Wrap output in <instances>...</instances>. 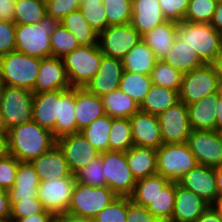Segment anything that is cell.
<instances>
[{"mask_svg":"<svg viewBox=\"0 0 222 222\" xmlns=\"http://www.w3.org/2000/svg\"><path fill=\"white\" fill-rule=\"evenodd\" d=\"M54 144L56 140L52 133L33 120L8 130L9 154L21 162H31Z\"/></svg>","mask_w":222,"mask_h":222,"instance_id":"1","label":"cell"},{"mask_svg":"<svg viewBox=\"0 0 222 222\" xmlns=\"http://www.w3.org/2000/svg\"><path fill=\"white\" fill-rule=\"evenodd\" d=\"M176 40L191 47L204 64H213L222 48V33L210 23L180 22Z\"/></svg>","mask_w":222,"mask_h":222,"instance_id":"2","label":"cell"},{"mask_svg":"<svg viewBox=\"0 0 222 222\" xmlns=\"http://www.w3.org/2000/svg\"><path fill=\"white\" fill-rule=\"evenodd\" d=\"M59 23L46 15L37 24L16 25L15 50L39 59L51 57V34Z\"/></svg>","mask_w":222,"mask_h":222,"instance_id":"3","label":"cell"},{"mask_svg":"<svg viewBox=\"0 0 222 222\" xmlns=\"http://www.w3.org/2000/svg\"><path fill=\"white\" fill-rule=\"evenodd\" d=\"M41 59L19 51L0 56V78L4 85L33 90Z\"/></svg>","mask_w":222,"mask_h":222,"instance_id":"4","label":"cell"},{"mask_svg":"<svg viewBox=\"0 0 222 222\" xmlns=\"http://www.w3.org/2000/svg\"><path fill=\"white\" fill-rule=\"evenodd\" d=\"M103 54L98 44L77 47L63 57L71 87L85 88L98 72Z\"/></svg>","mask_w":222,"mask_h":222,"instance_id":"5","label":"cell"},{"mask_svg":"<svg viewBox=\"0 0 222 222\" xmlns=\"http://www.w3.org/2000/svg\"><path fill=\"white\" fill-rule=\"evenodd\" d=\"M157 174L178 182L198 163L187 143L162 144L157 150Z\"/></svg>","mask_w":222,"mask_h":222,"instance_id":"6","label":"cell"},{"mask_svg":"<svg viewBox=\"0 0 222 222\" xmlns=\"http://www.w3.org/2000/svg\"><path fill=\"white\" fill-rule=\"evenodd\" d=\"M101 159L107 187L118 197H130L137 180L129 169L125 152L106 151L101 153Z\"/></svg>","mask_w":222,"mask_h":222,"instance_id":"7","label":"cell"},{"mask_svg":"<svg viewBox=\"0 0 222 222\" xmlns=\"http://www.w3.org/2000/svg\"><path fill=\"white\" fill-rule=\"evenodd\" d=\"M117 197L107 186L93 187L76 182L67 212L94 218Z\"/></svg>","mask_w":222,"mask_h":222,"instance_id":"8","label":"cell"},{"mask_svg":"<svg viewBox=\"0 0 222 222\" xmlns=\"http://www.w3.org/2000/svg\"><path fill=\"white\" fill-rule=\"evenodd\" d=\"M33 91L4 85L0 109L7 131L25 122L32 121Z\"/></svg>","mask_w":222,"mask_h":222,"instance_id":"9","label":"cell"},{"mask_svg":"<svg viewBox=\"0 0 222 222\" xmlns=\"http://www.w3.org/2000/svg\"><path fill=\"white\" fill-rule=\"evenodd\" d=\"M218 80L219 77L212 64H205L184 73L179 90V100L188 106L210 94H216Z\"/></svg>","mask_w":222,"mask_h":222,"instance_id":"10","label":"cell"},{"mask_svg":"<svg viewBox=\"0 0 222 222\" xmlns=\"http://www.w3.org/2000/svg\"><path fill=\"white\" fill-rule=\"evenodd\" d=\"M76 183L75 175L68 177L41 180L38 185L37 198L45 211L55 217L67 212Z\"/></svg>","mask_w":222,"mask_h":222,"instance_id":"11","label":"cell"},{"mask_svg":"<svg viewBox=\"0 0 222 222\" xmlns=\"http://www.w3.org/2000/svg\"><path fill=\"white\" fill-rule=\"evenodd\" d=\"M102 36L100 51L107 57L123 60L125 55L142 40V36L129 23L125 25H110L98 34Z\"/></svg>","mask_w":222,"mask_h":222,"instance_id":"12","label":"cell"},{"mask_svg":"<svg viewBox=\"0 0 222 222\" xmlns=\"http://www.w3.org/2000/svg\"><path fill=\"white\" fill-rule=\"evenodd\" d=\"M198 164L222 166V138L215 130H191L187 142Z\"/></svg>","mask_w":222,"mask_h":222,"instance_id":"13","label":"cell"},{"mask_svg":"<svg viewBox=\"0 0 222 222\" xmlns=\"http://www.w3.org/2000/svg\"><path fill=\"white\" fill-rule=\"evenodd\" d=\"M163 144L186 143L190 135L188 106L182 101L158 115Z\"/></svg>","mask_w":222,"mask_h":222,"instance_id":"14","label":"cell"},{"mask_svg":"<svg viewBox=\"0 0 222 222\" xmlns=\"http://www.w3.org/2000/svg\"><path fill=\"white\" fill-rule=\"evenodd\" d=\"M56 144L62 150L72 174L100 155L80 132L63 136L56 140Z\"/></svg>","mask_w":222,"mask_h":222,"instance_id":"15","label":"cell"},{"mask_svg":"<svg viewBox=\"0 0 222 222\" xmlns=\"http://www.w3.org/2000/svg\"><path fill=\"white\" fill-rule=\"evenodd\" d=\"M70 88L71 84L61 59L57 57L41 59L35 87L32 90L33 93L52 92Z\"/></svg>","mask_w":222,"mask_h":222,"instance_id":"16","label":"cell"},{"mask_svg":"<svg viewBox=\"0 0 222 222\" xmlns=\"http://www.w3.org/2000/svg\"><path fill=\"white\" fill-rule=\"evenodd\" d=\"M129 120L134 146L157 150L163 144L158 116L139 110Z\"/></svg>","mask_w":222,"mask_h":222,"instance_id":"17","label":"cell"},{"mask_svg":"<svg viewBox=\"0 0 222 222\" xmlns=\"http://www.w3.org/2000/svg\"><path fill=\"white\" fill-rule=\"evenodd\" d=\"M123 72L122 60L103 55L98 72L85 88L101 98L119 88Z\"/></svg>","mask_w":222,"mask_h":222,"instance_id":"18","label":"cell"},{"mask_svg":"<svg viewBox=\"0 0 222 222\" xmlns=\"http://www.w3.org/2000/svg\"><path fill=\"white\" fill-rule=\"evenodd\" d=\"M180 186L191 190L210 206L218 196L215 168L198 164L186 173L178 182Z\"/></svg>","mask_w":222,"mask_h":222,"instance_id":"19","label":"cell"},{"mask_svg":"<svg viewBox=\"0 0 222 222\" xmlns=\"http://www.w3.org/2000/svg\"><path fill=\"white\" fill-rule=\"evenodd\" d=\"M210 205L197 194L175 182L172 222H195Z\"/></svg>","mask_w":222,"mask_h":222,"instance_id":"20","label":"cell"},{"mask_svg":"<svg viewBox=\"0 0 222 222\" xmlns=\"http://www.w3.org/2000/svg\"><path fill=\"white\" fill-rule=\"evenodd\" d=\"M166 21L158 0H132L130 24L141 36Z\"/></svg>","mask_w":222,"mask_h":222,"instance_id":"21","label":"cell"},{"mask_svg":"<svg viewBox=\"0 0 222 222\" xmlns=\"http://www.w3.org/2000/svg\"><path fill=\"white\" fill-rule=\"evenodd\" d=\"M31 164L41 180H53L72 175L64 154L57 144L33 159Z\"/></svg>","mask_w":222,"mask_h":222,"instance_id":"22","label":"cell"},{"mask_svg":"<svg viewBox=\"0 0 222 222\" xmlns=\"http://www.w3.org/2000/svg\"><path fill=\"white\" fill-rule=\"evenodd\" d=\"M60 110V90L34 94L32 120L52 132Z\"/></svg>","mask_w":222,"mask_h":222,"instance_id":"23","label":"cell"},{"mask_svg":"<svg viewBox=\"0 0 222 222\" xmlns=\"http://www.w3.org/2000/svg\"><path fill=\"white\" fill-rule=\"evenodd\" d=\"M106 115L102 99L86 88H75V119L77 133L94 120Z\"/></svg>","mask_w":222,"mask_h":222,"instance_id":"24","label":"cell"},{"mask_svg":"<svg viewBox=\"0 0 222 222\" xmlns=\"http://www.w3.org/2000/svg\"><path fill=\"white\" fill-rule=\"evenodd\" d=\"M39 178L31 162H19L13 187L7 190L10 205L22 199L37 198Z\"/></svg>","mask_w":222,"mask_h":222,"instance_id":"25","label":"cell"},{"mask_svg":"<svg viewBox=\"0 0 222 222\" xmlns=\"http://www.w3.org/2000/svg\"><path fill=\"white\" fill-rule=\"evenodd\" d=\"M177 25V22L167 20L142 36V40L153 51L157 60L166 58L173 48Z\"/></svg>","mask_w":222,"mask_h":222,"instance_id":"26","label":"cell"},{"mask_svg":"<svg viewBox=\"0 0 222 222\" xmlns=\"http://www.w3.org/2000/svg\"><path fill=\"white\" fill-rule=\"evenodd\" d=\"M125 154L129 169L136 180L157 174V151L155 149L133 146Z\"/></svg>","mask_w":222,"mask_h":222,"instance_id":"27","label":"cell"},{"mask_svg":"<svg viewBox=\"0 0 222 222\" xmlns=\"http://www.w3.org/2000/svg\"><path fill=\"white\" fill-rule=\"evenodd\" d=\"M57 140L63 136L77 133L75 119V88L60 89V110L55 129L51 132Z\"/></svg>","mask_w":222,"mask_h":222,"instance_id":"28","label":"cell"},{"mask_svg":"<svg viewBox=\"0 0 222 222\" xmlns=\"http://www.w3.org/2000/svg\"><path fill=\"white\" fill-rule=\"evenodd\" d=\"M218 96L210 94L188 105L191 130H215Z\"/></svg>","mask_w":222,"mask_h":222,"instance_id":"29","label":"cell"},{"mask_svg":"<svg viewBox=\"0 0 222 222\" xmlns=\"http://www.w3.org/2000/svg\"><path fill=\"white\" fill-rule=\"evenodd\" d=\"M179 101V91L152 84L139 110L158 116Z\"/></svg>","mask_w":222,"mask_h":222,"instance_id":"30","label":"cell"},{"mask_svg":"<svg viewBox=\"0 0 222 222\" xmlns=\"http://www.w3.org/2000/svg\"><path fill=\"white\" fill-rule=\"evenodd\" d=\"M157 59L153 51L141 40L122 60L124 71L151 75Z\"/></svg>","mask_w":222,"mask_h":222,"instance_id":"31","label":"cell"},{"mask_svg":"<svg viewBox=\"0 0 222 222\" xmlns=\"http://www.w3.org/2000/svg\"><path fill=\"white\" fill-rule=\"evenodd\" d=\"M163 61L183 74L205 65L191 47L178 40Z\"/></svg>","mask_w":222,"mask_h":222,"instance_id":"32","label":"cell"},{"mask_svg":"<svg viewBox=\"0 0 222 222\" xmlns=\"http://www.w3.org/2000/svg\"><path fill=\"white\" fill-rule=\"evenodd\" d=\"M105 113L111 118H130L139 111L137 103L119 88L101 97Z\"/></svg>","mask_w":222,"mask_h":222,"instance_id":"33","label":"cell"},{"mask_svg":"<svg viewBox=\"0 0 222 222\" xmlns=\"http://www.w3.org/2000/svg\"><path fill=\"white\" fill-rule=\"evenodd\" d=\"M169 182V179L159 174L139 179L135 184L130 199L138 205L147 207Z\"/></svg>","mask_w":222,"mask_h":222,"instance_id":"34","label":"cell"},{"mask_svg":"<svg viewBox=\"0 0 222 222\" xmlns=\"http://www.w3.org/2000/svg\"><path fill=\"white\" fill-rule=\"evenodd\" d=\"M60 23L75 36L80 46L98 44L95 41L98 34L89 25L80 10L66 15Z\"/></svg>","mask_w":222,"mask_h":222,"instance_id":"35","label":"cell"},{"mask_svg":"<svg viewBox=\"0 0 222 222\" xmlns=\"http://www.w3.org/2000/svg\"><path fill=\"white\" fill-rule=\"evenodd\" d=\"M110 130L111 117L106 114L97 118L79 132L95 147L98 152L103 153L109 151Z\"/></svg>","mask_w":222,"mask_h":222,"instance_id":"36","label":"cell"},{"mask_svg":"<svg viewBox=\"0 0 222 222\" xmlns=\"http://www.w3.org/2000/svg\"><path fill=\"white\" fill-rule=\"evenodd\" d=\"M152 85L150 75H142L124 71L119 83V89L131 97L140 106Z\"/></svg>","mask_w":222,"mask_h":222,"instance_id":"37","label":"cell"},{"mask_svg":"<svg viewBox=\"0 0 222 222\" xmlns=\"http://www.w3.org/2000/svg\"><path fill=\"white\" fill-rule=\"evenodd\" d=\"M46 15V5L40 0H14L13 22L16 25L37 24Z\"/></svg>","mask_w":222,"mask_h":222,"instance_id":"38","label":"cell"},{"mask_svg":"<svg viewBox=\"0 0 222 222\" xmlns=\"http://www.w3.org/2000/svg\"><path fill=\"white\" fill-rule=\"evenodd\" d=\"M175 182H169L146 207L160 221H170L174 211Z\"/></svg>","mask_w":222,"mask_h":222,"instance_id":"39","label":"cell"},{"mask_svg":"<svg viewBox=\"0 0 222 222\" xmlns=\"http://www.w3.org/2000/svg\"><path fill=\"white\" fill-rule=\"evenodd\" d=\"M133 146L130 120L128 118H111L109 151L126 152Z\"/></svg>","mask_w":222,"mask_h":222,"instance_id":"40","label":"cell"},{"mask_svg":"<svg viewBox=\"0 0 222 222\" xmlns=\"http://www.w3.org/2000/svg\"><path fill=\"white\" fill-rule=\"evenodd\" d=\"M152 84L179 91L182 84L183 73L172 68L163 60H157L151 72Z\"/></svg>","mask_w":222,"mask_h":222,"instance_id":"41","label":"cell"},{"mask_svg":"<svg viewBox=\"0 0 222 222\" xmlns=\"http://www.w3.org/2000/svg\"><path fill=\"white\" fill-rule=\"evenodd\" d=\"M79 46L75 36L59 23L51 34V57L63 58Z\"/></svg>","mask_w":222,"mask_h":222,"instance_id":"42","label":"cell"},{"mask_svg":"<svg viewBox=\"0 0 222 222\" xmlns=\"http://www.w3.org/2000/svg\"><path fill=\"white\" fill-rule=\"evenodd\" d=\"M103 5L107 16V27L131 22L132 0H104Z\"/></svg>","mask_w":222,"mask_h":222,"instance_id":"43","label":"cell"},{"mask_svg":"<svg viewBox=\"0 0 222 222\" xmlns=\"http://www.w3.org/2000/svg\"><path fill=\"white\" fill-rule=\"evenodd\" d=\"M218 0H189L188 9L183 21L193 23H210L217 7Z\"/></svg>","mask_w":222,"mask_h":222,"instance_id":"44","label":"cell"},{"mask_svg":"<svg viewBox=\"0 0 222 222\" xmlns=\"http://www.w3.org/2000/svg\"><path fill=\"white\" fill-rule=\"evenodd\" d=\"M76 182L93 187L107 186L103 176V163L100 155L90 161L87 166L83 167L75 174Z\"/></svg>","mask_w":222,"mask_h":222,"instance_id":"45","label":"cell"},{"mask_svg":"<svg viewBox=\"0 0 222 222\" xmlns=\"http://www.w3.org/2000/svg\"><path fill=\"white\" fill-rule=\"evenodd\" d=\"M79 10L97 34L107 28V16L102 2L80 3Z\"/></svg>","mask_w":222,"mask_h":222,"instance_id":"46","label":"cell"},{"mask_svg":"<svg viewBox=\"0 0 222 222\" xmlns=\"http://www.w3.org/2000/svg\"><path fill=\"white\" fill-rule=\"evenodd\" d=\"M127 197L115 198L107 207L95 217V222H126Z\"/></svg>","mask_w":222,"mask_h":222,"instance_id":"47","label":"cell"},{"mask_svg":"<svg viewBox=\"0 0 222 222\" xmlns=\"http://www.w3.org/2000/svg\"><path fill=\"white\" fill-rule=\"evenodd\" d=\"M44 208L38 198L22 199L11 205V214L9 222L28 217L37 213H42Z\"/></svg>","mask_w":222,"mask_h":222,"instance_id":"48","label":"cell"},{"mask_svg":"<svg viewBox=\"0 0 222 222\" xmlns=\"http://www.w3.org/2000/svg\"><path fill=\"white\" fill-rule=\"evenodd\" d=\"M19 162L11 154L0 158V189L7 191L13 187Z\"/></svg>","mask_w":222,"mask_h":222,"instance_id":"49","label":"cell"},{"mask_svg":"<svg viewBox=\"0 0 222 222\" xmlns=\"http://www.w3.org/2000/svg\"><path fill=\"white\" fill-rule=\"evenodd\" d=\"M164 17L169 21L183 22L189 0H158Z\"/></svg>","mask_w":222,"mask_h":222,"instance_id":"50","label":"cell"},{"mask_svg":"<svg viewBox=\"0 0 222 222\" xmlns=\"http://www.w3.org/2000/svg\"><path fill=\"white\" fill-rule=\"evenodd\" d=\"M80 0H54L46 5L47 15L61 22L66 15L79 10Z\"/></svg>","mask_w":222,"mask_h":222,"instance_id":"51","label":"cell"},{"mask_svg":"<svg viewBox=\"0 0 222 222\" xmlns=\"http://www.w3.org/2000/svg\"><path fill=\"white\" fill-rule=\"evenodd\" d=\"M16 24L13 21H0V56L15 50Z\"/></svg>","mask_w":222,"mask_h":222,"instance_id":"52","label":"cell"},{"mask_svg":"<svg viewBox=\"0 0 222 222\" xmlns=\"http://www.w3.org/2000/svg\"><path fill=\"white\" fill-rule=\"evenodd\" d=\"M126 222H161L153 216L146 207L134 203L127 197V218Z\"/></svg>","mask_w":222,"mask_h":222,"instance_id":"53","label":"cell"},{"mask_svg":"<svg viewBox=\"0 0 222 222\" xmlns=\"http://www.w3.org/2000/svg\"><path fill=\"white\" fill-rule=\"evenodd\" d=\"M11 205L6 190L0 189V222H9Z\"/></svg>","mask_w":222,"mask_h":222,"instance_id":"54","label":"cell"},{"mask_svg":"<svg viewBox=\"0 0 222 222\" xmlns=\"http://www.w3.org/2000/svg\"><path fill=\"white\" fill-rule=\"evenodd\" d=\"M14 20V0H0V21Z\"/></svg>","mask_w":222,"mask_h":222,"instance_id":"55","label":"cell"},{"mask_svg":"<svg viewBox=\"0 0 222 222\" xmlns=\"http://www.w3.org/2000/svg\"><path fill=\"white\" fill-rule=\"evenodd\" d=\"M55 216L47 211L18 219L16 222H55Z\"/></svg>","mask_w":222,"mask_h":222,"instance_id":"56","label":"cell"},{"mask_svg":"<svg viewBox=\"0 0 222 222\" xmlns=\"http://www.w3.org/2000/svg\"><path fill=\"white\" fill-rule=\"evenodd\" d=\"M56 222H95L92 217L78 216L69 212L63 213L55 218Z\"/></svg>","mask_w":222,"mask_h":222,"instance_id":"57","label":"cell"},{"mask_svg":"<svg viewBox=\"0 0 222 222\" xmlns=\"http://www.w3.org/2000/svg\"><path fill=\"white\" fill-rule=\"evenodd\" d=\"M195 222H222V218L209 206Z\"/></svg>","mask_w":222,"mask_h":222,"instance_id":"58","label":"cell"},{"mask_svg":"<svg viewBox=\"0 0 222 222\" xmlns=\"http://www.w3.org/2000/svg\"><path fill=\"white\" fill-rule=\"evenodd\" d=\"M210 24L220 33H222V0H218L216 10L214 12Z\"/></svg>","mask_w":222,"mask_h":222,"instance_id":"59","label":"cell"},{"mask_svg":"<svg viewBox=\"0 0 222 222\" xmlns=\"http://www.w3.org/2000/svg\"><path fill=\"white\" fill-rule=\"evenodd\" d=\"M8 154V132H0V158H3Z\"/></svg>","mask_w":222,"mask_h":222,"instance_id":"60","label":"cell"},{"mask_svg":"<svg viewBox=\"0 0 222 222\" xmlns=\"http://www.w3.org/2000/svg\"><path fill=\"white\" fill-rule=\"evenodd\" d=\"M215 113H216L215 131L221 132L222 131V98H218L217 108L215 110Z\"/></svg>","mask_w":222,"mask_h":222,"instance_id":"61","label":"cell"},{"mask_svg":"<svg viewBox=\"0 0 222 222\" xmlns=\"http://www.w3.org/2000/svg\"><path fill=\"white\" fill-rule=\"evenodd\" d=\"M215 178L218 195H222V166L215 168Z\"/></svg>","mask_w":222,"mask_h":222,"instance_id":"62","label":"cell"},{"mask_svg":"<svg viewBox=\"0 0 222 222\" xmlns=\"http://www.w3.org/2000/svg\"><path fill=\"white\" fill-rule=\"evenodd\" d=\"M212 65L214 66L219 79H222V48Z\"/></svg>","mask_w":222,"mask_h":222,"instance_id":"63","label":"cell"},{"mask_svg":"<svg viewBox=\"0 0 222 222\" xmlns=\"http://www.w3.org/2000/svg\"><path fill=\"white\" fill-rule=\"evenodd\" d=\"M216 201L213 202H217V208H214V206H210L218 215L221 216L222 218V195H218L215 199Z\"/></svg>","mask_w":222,"mask_h":222,"instance_id":"64","label":"cell"},{"mask_svg":"<svg viewBox=\"0 0 222 222\" xmlns=\"http://www.w3.org/2000/svg\"><path fill=\"white\" fill-rule=\"evenodd\" d=\"M0 132H8L0 109Z\"/></svg>","mask_w":222,"mask_h":222,"instance_id":"65","label":"cell"},{"mask_svg":"<svg viewBox=\"0 0 222 222\" xmlns=\"http://www.w3.org/2000/svg\"><path fill=\"white\" fill-rule=\"evenodd\" d=\"M216 95L218 96V98H222V79L218 80Z\"/></svg>","mask_w":222,"mask_h":222,"instance_id":"66","label":"cell"},{"mask_svg":"<svg viewBox=\"0 0 222 222\" xmlns=\"http://www.w3.org/2000/svg\"><path fill=\"white\" fill-rule=\"evenodd\" d=\"M94 1H98V2H102L103 3V1L104 0H80V3H87V2H91V3H93Z\"/></svg>","mask_w":222,"mask_h":222,"instance_id":"67","label":"cell"},{"mask_svg":"<svg viewBox=\"0 0 222 222\" xmlns=\"http://www.w3.org/2000/svg\"><path fill=\"white\" fill-rule=\"evenodd\" d=\"M3 87H4V84H3V82H2V80L0 78V98L2 96Z\"/></svg>","mask_w":222,"mask_h":222,"instance_id":"68","label":"cell"},{"mask_svg":"<svg viewBox=\"0 0 222 222\" xmlns=\"http://www.w3.org/2000/svg\"><path fill=\"white\" fill-rule=\"evenodd\" d=\"M44 5H48L49 3L53 2L54 0H40Z\"/></svg>","mask_w":222,"mask_h":222,"instance_id":"69","label":"cell"}]
</instances>
